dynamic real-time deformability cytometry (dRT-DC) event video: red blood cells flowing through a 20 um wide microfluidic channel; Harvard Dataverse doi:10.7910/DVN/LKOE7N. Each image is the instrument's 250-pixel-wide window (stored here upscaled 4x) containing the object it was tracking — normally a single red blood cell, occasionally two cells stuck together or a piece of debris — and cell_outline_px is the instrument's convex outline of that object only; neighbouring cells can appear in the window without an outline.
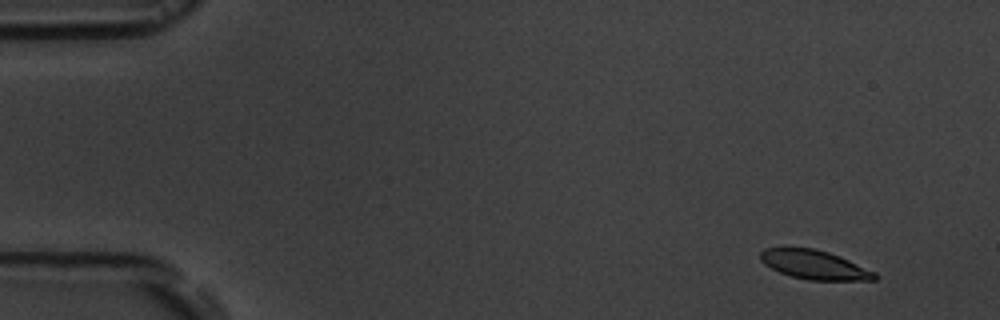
{"species": "common noctule bat (a hibernating species)", "species_latin": "Nyctalus noctula", "temperature_condition": "room temperature", "stored_images_in_passage": 11, "camera_frame_rate_fps": 3000, "um_per_image_px": 0.085, "animal": {"sex": "male", "body_mass_g": 19.5, "forearm_length_mm": 54.6}, "frame": {"image": 1, "passage_image": 2, "time_ms": 1.333, "image_size_px": [1000, 320], "cell_outline_px": [[880, 276], [876, 280], [808, 280], [792, 276], [780, 272], [764, 264], [760, 260], [760, 252], [764, 248], [812, 248], [828, 252], [840, 256], [876, 272]], "centroid_in_image_um": [69.25, 22.51], "position_along_channel_um": 15.7, "area_um2": 19.31}}
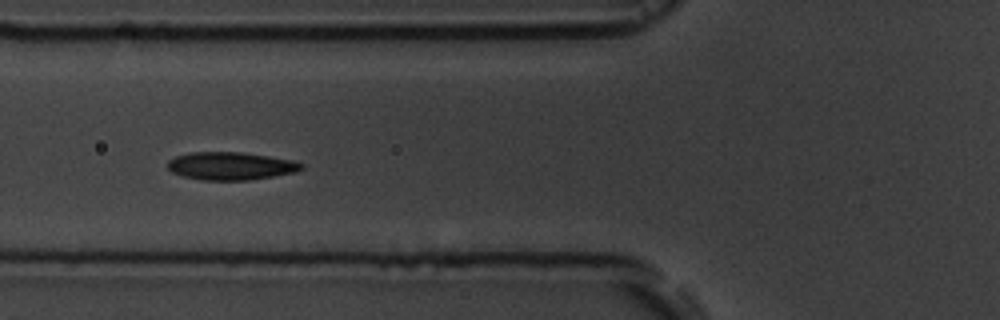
{"frame": {"image": 2, "passage_image": 7, "time_ms": 7.0, "image_size_px": [1000, 320], "cell_outline_px": [[304, 168], [296, 172], [248, 180], [200, 180], [184, 176], [172, 172], [168, 168], [168, 160], [176, 156], [188, 152], [240, 152], [268, 156], [292, 160], [304, 164]], "centroid_in_image_um": [19.6, 14.1], "position_along_channel_um": 106.2, "area_um2": 21.68}}
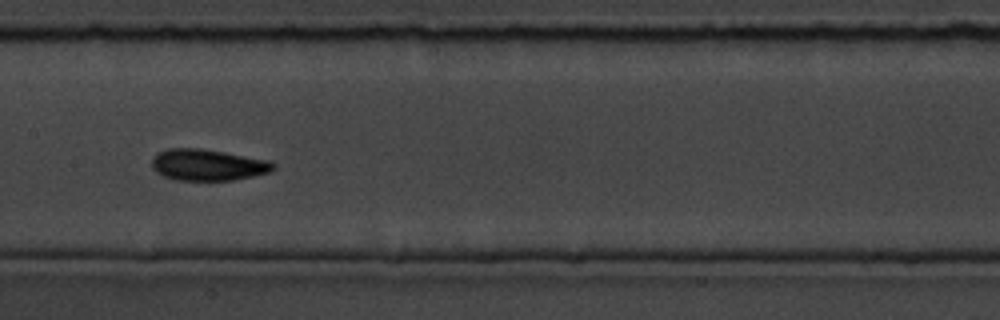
{"frame": {"image": 3, "passage_image": 9, "time_ms": 9.333, "image_size_px": [1000, 320], "cell_outline_px": [[276, 168], [272, 172], [232, 180], [176, 180], [164, 176], [156, 172], [152, 168], [152, 156], [156, 152], [168, 148], [200, 148], [224, 152], [268, 160], [276, 164]], "centroid_in_image_um": [17.64, 14.01], "position_along_channel_um": 189.8, "area_um2": 22.37}}